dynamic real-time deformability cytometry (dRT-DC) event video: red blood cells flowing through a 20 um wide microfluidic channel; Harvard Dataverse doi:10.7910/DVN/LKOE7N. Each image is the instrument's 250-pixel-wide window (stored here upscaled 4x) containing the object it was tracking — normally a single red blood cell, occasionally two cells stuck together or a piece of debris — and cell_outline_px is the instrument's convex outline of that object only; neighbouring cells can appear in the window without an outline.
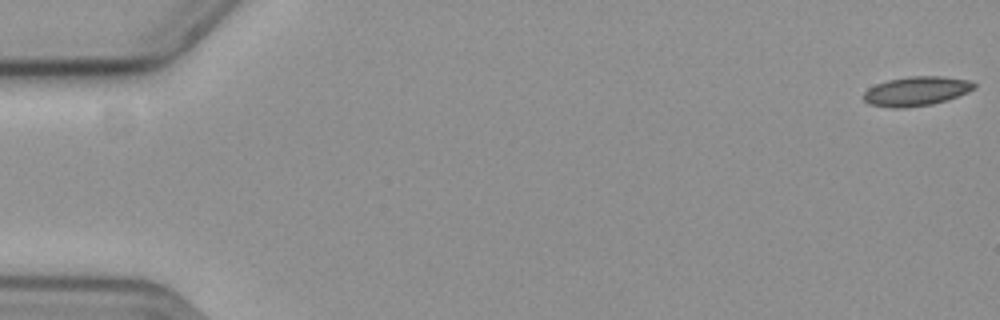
{"species": "common noctule bat (a hibernating species)", "species_latin": "Nyctalus noctula", "temperature_condition": "cold", "stored_images_in_passage": 10, "camera_frame_rate_fps": 3000, "um_per_image_px": 0.085, "animal": {"sex": "female", "body_mass_g": 19.3, "forearm_length_mm": 54.1}, "frame": {"image": 1, "passage_image": 1, "time_ms": 0.0, "image_size_px": [1000, 320], "cell_outline_px": [[976, 88], [968, 92], [948, 100], [932, 104], [900, 108], [896, 108], [868, 104], [864, 100], [864, 92], [868, 88], [876, 84], [888, 80], [908, 76], [940, 76], [972, 80], [976, 84]], "centroid_in_image_um": [77.92, 7.74], "position_along_channel_um": 7.1, "area_um2": 18.96}}